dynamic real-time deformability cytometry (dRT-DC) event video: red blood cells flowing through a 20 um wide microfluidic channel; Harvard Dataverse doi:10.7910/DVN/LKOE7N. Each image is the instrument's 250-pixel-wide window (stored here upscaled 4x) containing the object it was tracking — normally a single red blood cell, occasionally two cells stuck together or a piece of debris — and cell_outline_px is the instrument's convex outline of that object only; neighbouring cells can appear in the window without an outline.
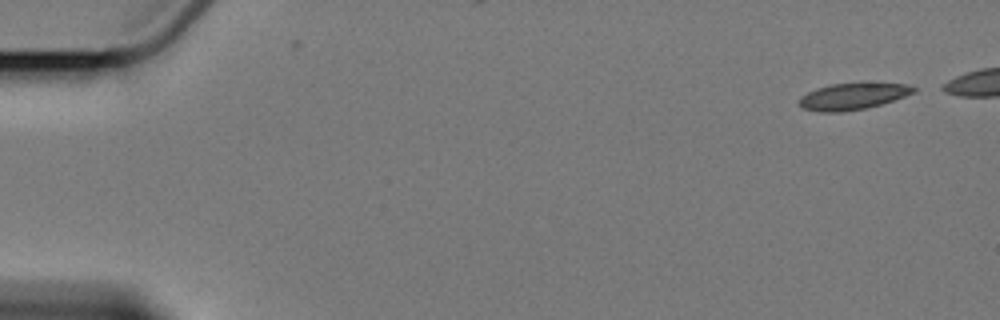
{"species": "Egyptian fruit bat (a non-hibernating species)", "species_latin": "Rousettus aegyptiacus", "temperature_condition": "cold", "stored_images_in_passage": 6, "camera_frame_rate_fps": 3000, "um_per_image_px": 0.085, "animal": {"sex": "female"}, "frame": {"image": 1, "passage_image": 1, "time_ms": 0.0, "image_size_px": [1000, 320], "cell_outline_px": [[916, 92], [880, 104], [864, 108], [840, 112], [820, 112], [800, 108], [800, 96], [816, 88], [832, 84], [860, 80], [864, 80], [908, 84], [916, 88]], "centroid_in_image_um": [72.52, 8.13], "position_along_channel_um": 12.5, "area_um2": 18.38}}